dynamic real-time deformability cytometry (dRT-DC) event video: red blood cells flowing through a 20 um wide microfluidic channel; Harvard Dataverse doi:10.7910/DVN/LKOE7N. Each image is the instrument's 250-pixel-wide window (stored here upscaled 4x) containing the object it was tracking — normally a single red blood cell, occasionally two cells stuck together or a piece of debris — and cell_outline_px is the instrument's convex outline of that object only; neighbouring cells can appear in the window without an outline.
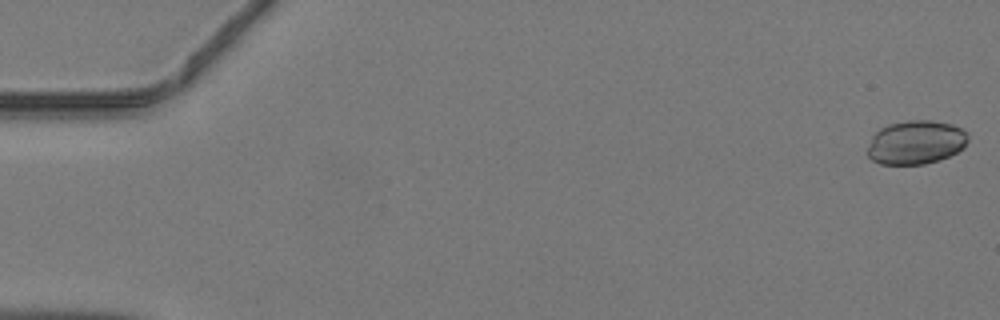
{"species": "common noctule bat (a hibernating species)", "species_latin": "Nyctalus noctula", "temperature_condition": "warm", "stored_images_in_passage": 41, "camera_frame_rate_fps": 3000, "um_per_image_px": 0.085, "animal": {"sex": "male", "body_mass_g": 19.2, "forearm_length_mm": 51.8}, "frame": {"image": 1, "passage_image": 1, "time_ms": 0.0, "image_size_px": [1000, 320], "cell_outline_px": [[968, 140], [964, 148], [940, 160], [924, 164], [880, 164], [872, 160], [868, 156], [868, 148], [872, 136], [880, 128], [888, 124], [908, 120], [932, 120], [952, 124], [964, 128], [968, 132]], "centroid_in_image_um": [77.88, 12.09], "position_along_channel_um": 7.1, "area_um2": 25.89}}
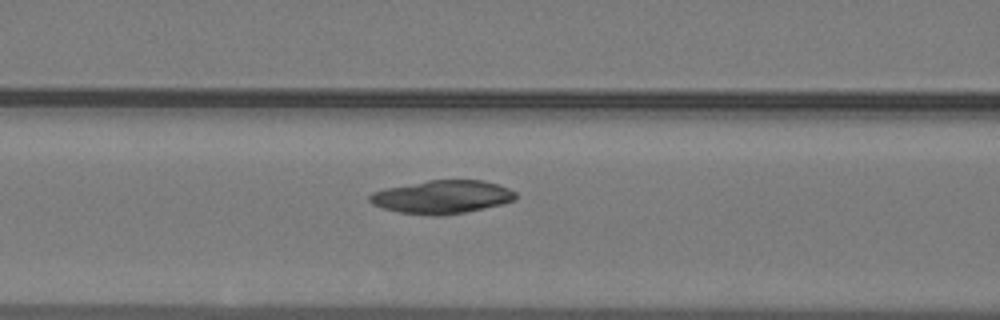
{"frame": {"image": 2, "passage_image": 20, "time_ms": 6.333, "image_size_px": [1000, 320], "cell_outline_px": [[516, 200], [484, 208], [444, 216], [432, 216], [400, 212], [384, 208], [372, 204], [368, 200], [368, 196], [372, 192], [384, 188], [428, 180], [484, 180], [508, 188], [516, 192]], "centroid_in_image_um": [37.56, 16.74], "position_along_channel_um": 129.0, "area_um2": 28.32}}
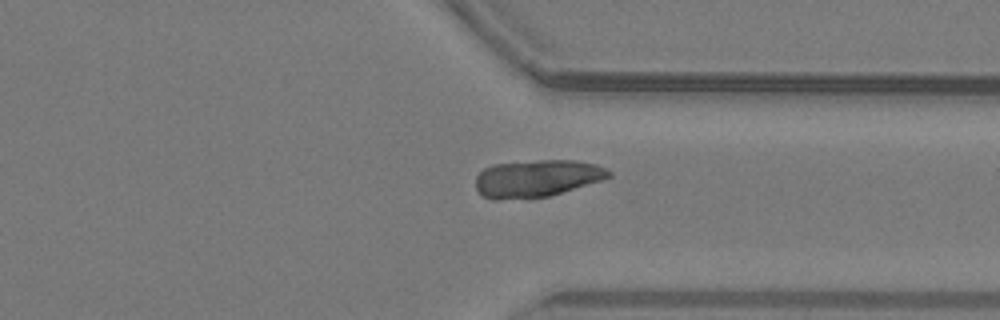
{"frame": {"image": 3, "passage_image": 36, "time_ms": 11.667, "image_size_px": [1000, 320], "cell_outline_px": [[612, 176], [604, 180], [548, 196], [528, 200], [492, 200], [484, 196], [476, 188], [476, 176], [484, 168], [492, 164], [540, 160], [576, 160], [596, 164], [612, 172]], "centroid_in_image_um": [45.63, 15.18], "position_along_channel_um": 365.8, "area_um2": 29.36}}